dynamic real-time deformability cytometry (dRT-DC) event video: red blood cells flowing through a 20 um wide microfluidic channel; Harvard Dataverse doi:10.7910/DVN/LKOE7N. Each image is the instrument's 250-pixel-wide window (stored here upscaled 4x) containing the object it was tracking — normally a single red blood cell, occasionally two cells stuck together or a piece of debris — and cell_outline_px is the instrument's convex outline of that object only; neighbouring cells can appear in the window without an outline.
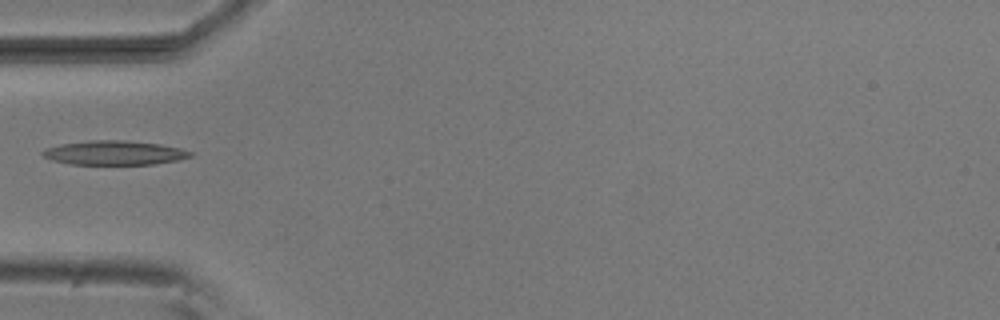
{"species": "common noctule bat (a hibernating species)", "species_latin": "Nyctalus noctula", "temperature_condition": "room temperature", "stored_images_in_passage": 23, "camera_frame_rate_fps": 3000, "um_per_image_px": 0.085, "animal": {"sex": "male", "body_mass_g": 20.5, "forearm_length_mm": 52.5}, "frame": {"image": 1, "passage_image": 1, "time_ms": 0.0, "image_size_px": [1000, 320], "cell_outline_px": [[192, 156], [180, 160], [152, 164], [72, 164], [52, 160], [44, 156], [40, 152], [44, 148], [60, 144], [88, 140], [124, 140], [160, 144], [180, 148], [192, 152]], "centroid_in_image_um": [9.71, 12.98], "position_along_channel_um": 75.3, "area_um2": 20.87}}
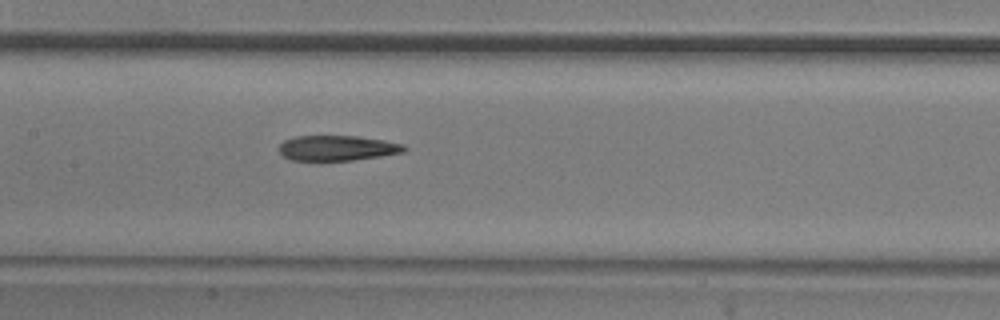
{"frame": {"image": 2, "passage_image": 9, "time_ms": 2.667, "image_size_px": [1000, 320], "cell_outline_px": [[408, 148], [404, 152], [380, 156], [352, 160], [320, 164], [292, 160], [284, 156], [280, 152], [280, 144], [284, 140], [296, 136], [356, 136], [384, 140], [404, 144]], "centroid_in_image_um": [28.63, 12.63], "position_along_channel_um": 178.8, "area_um2": 19.13}}
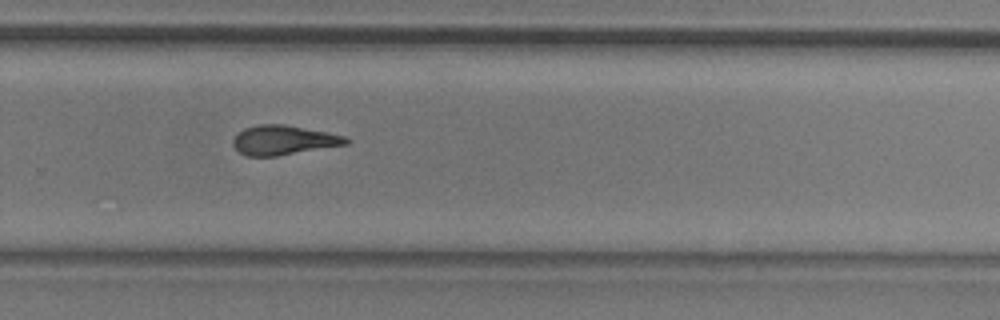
{"frame": {"image": 3, "passage_image": 19, "time_ms": 6.0, "image_size_px": [1000, 320], "cell_outline_px": [[352, 140], [348, 144], [276, 156], [248, 156], [240, 152], [232, 144], [232, 140], [244, 128], [256, 124], [284, 124], [328, 132], [344, 136]], "centroid_in_image_um": [24.12, 11.9], "position_along_channel_um": 305.7, "area_um2": 19.36}}